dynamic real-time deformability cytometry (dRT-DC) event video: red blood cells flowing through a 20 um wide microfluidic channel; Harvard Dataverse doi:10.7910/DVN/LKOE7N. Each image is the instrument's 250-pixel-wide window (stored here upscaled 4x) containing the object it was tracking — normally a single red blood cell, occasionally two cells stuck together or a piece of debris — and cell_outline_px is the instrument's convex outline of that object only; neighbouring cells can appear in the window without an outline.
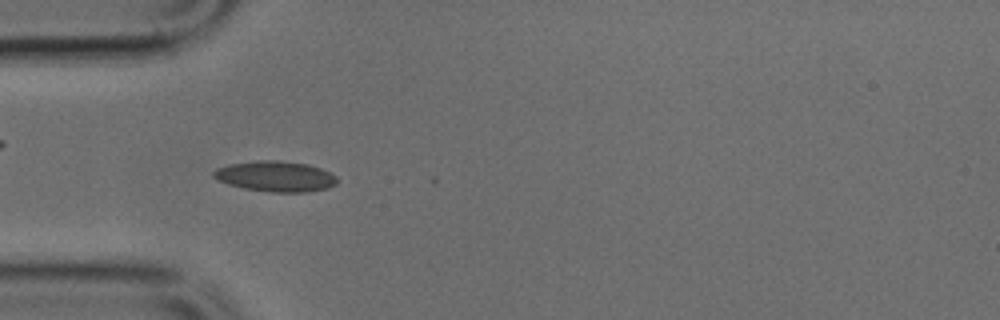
{"species": "common noctule bat (a hibernating species)", "species_latin": "Nyctalus noctula", "temperature_condition": "cold", "stored_images_in_passage": 6, "camera_frame_rate_fps": 3000, "um_per_image_px": 0.085, "animal": {"sex": "male", "body_mass_g": 17.9, "forearm_length_mm": 54.2}, "frame": {"image": 1, "passage_image": 5, "time_ms": 1.333, "image_size_px": [1000, 320], "cell_outline_px": [[336, 184], [328, 188], [308, 192], [272, 192], [244, 188], [228, 184], [212, 176], [212, 172], [216, 168], [228, 164], [256, 160], [280, 160], [308, 164], [320, 168], [336, 176]], "centroid_in_image_um": [23.41, 14.98], "position_along_channel_um": 61.6, "area_um2": 22.02}}